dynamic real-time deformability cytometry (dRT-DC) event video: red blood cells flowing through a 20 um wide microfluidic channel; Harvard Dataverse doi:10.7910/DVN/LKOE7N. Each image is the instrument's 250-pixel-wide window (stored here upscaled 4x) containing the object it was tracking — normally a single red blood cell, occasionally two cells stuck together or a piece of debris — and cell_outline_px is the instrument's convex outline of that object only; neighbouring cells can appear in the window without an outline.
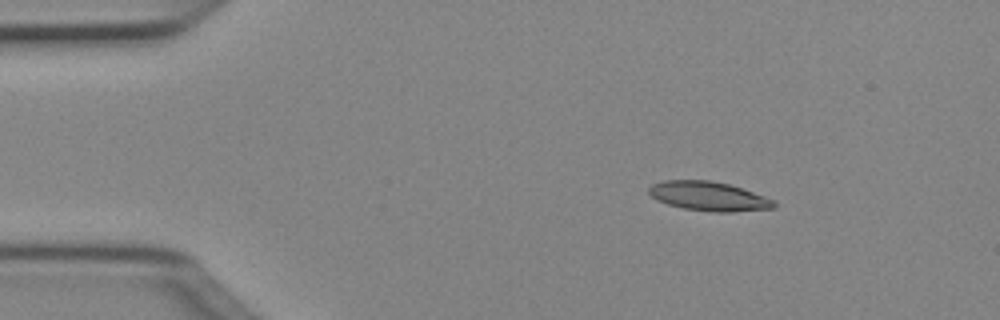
{"species": "Egyptian fruit bat (a non-hibernating species)", "species_latin": "Rousettus aegyptiacus", "temperature_condition": "cold", "stored_images_in_passage": 43, "camera_frame_rate_fps": 3000, "um_per_image_px": 0.085, "animal": {"sex": "female"}, "frame": {"image": 1, "passage_image": 1, "time_ms": 0.0, "image_size_px": [1000, 320], "cell_outline_px": [[776, 208], [732, 212], [716, 212], [684, 208], [668, 204], [656, 200], [648, 192], [648, 188], [652, 184], [664, 180], [708, 180], [728, 184], [764, 196], [772, 200], [776, 204]], "centroid_in_image_um": [60.21, 16.68], "position_along_channel_um": 24.8, "area_um2": 21.1}}
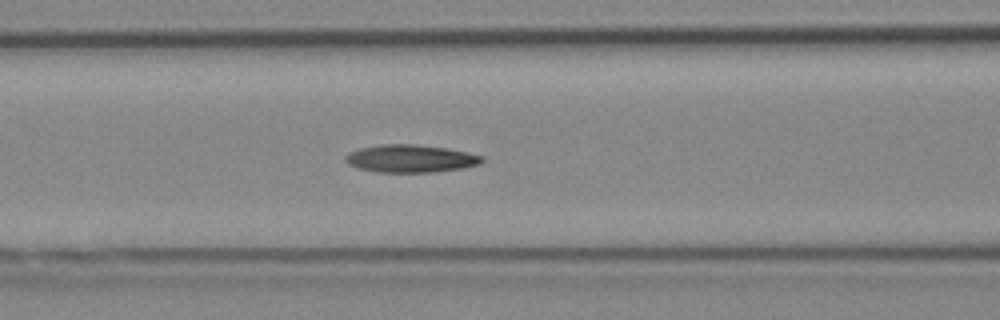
{"frame": {"image": 2, "passage_image": 14, "time_ms": 4.333, "image_size_px": [1000, 320], "cell_outline_px": [[484, 160], [480, 164], [464, 168], [432, 172], [376, 172], [360, 168], [348, 164], [344, 160], [344, 156], [348, 152], [360, 148], [380, 144], [412, 144], [448, 148], [468, 152], [484, 156]], "centroid_in_image_um": [34.91, 13.47], "position_along_channel_um": 131.7, "area_um2": 22.2}}
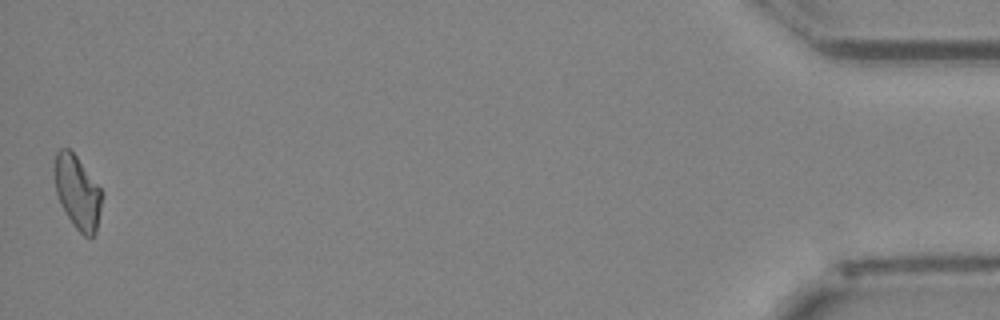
{"frame": {"image": 3, "passage_image": 43, "time_ms": 14.0, "image_size_px": [1000, 320], "cell_outline_px": [[104, 192], [96, 232], [92, 236], [84, 236], [72, 224], [60, 204], [56, 192], [52, 168], [56, 152], [60, 148], [68, 148], [76, 156]], "centroid_in_image_um": [6.57, 16.32], "position_along_channel_um": 428.6, "area_um2": 20.58}, "authors_computed_cell_mechanics": {"area_um2": 21.386, "velocity_mm_per_s": 4.042, "shape_relaxation_time_tau1_ms": 7.1603, "shape_relaxation_time_tau2_ms": null, "deformation_change_tau1": 0.1905, "deformation_change_tau2": null}}